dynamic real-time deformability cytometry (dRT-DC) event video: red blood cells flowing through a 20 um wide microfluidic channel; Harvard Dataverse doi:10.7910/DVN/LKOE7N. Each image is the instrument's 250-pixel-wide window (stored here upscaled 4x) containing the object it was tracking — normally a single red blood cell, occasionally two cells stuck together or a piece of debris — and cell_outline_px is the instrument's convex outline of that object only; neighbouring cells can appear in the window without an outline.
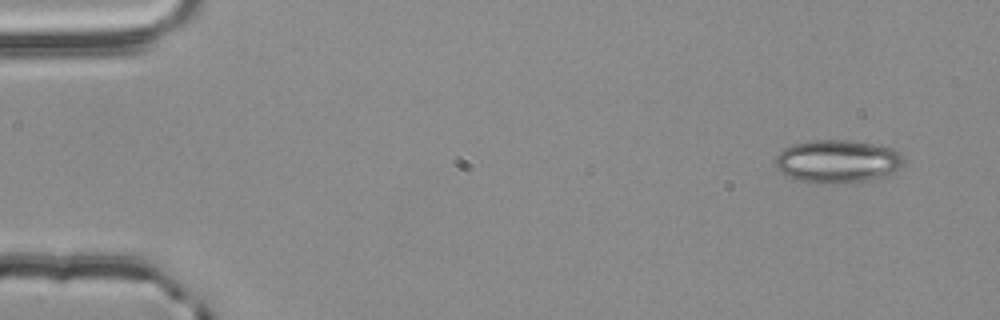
{"species": "common noctule bat (a hibernating species)", "species_latin": "Nyctalus noctula", "temperature_condition": "room temperature", "stored_images_in_passage": 4, "camera_frame_rate_fps": 3000, "um_per_image_px": 0.085, "animal": {"sex": "male", "body_mass_g": 20.4}, "frame": {"image": 1, "passage_image": 1, "time_ms": 0.0, "image_size_px": [1000, 320], "cell_outline_px": [[904, 164], [884, 180], [832, 184], [816, 184], [796, 180], [780, 172], [776, 168], [776, 156], [784, 148], [792, 144], [812, 140], [848, 140], [880, 144], [892, 148], [900, 152], [904, 156]], "centroid_in_image_um": [71.26, 13.74], "position_along_channel_um": 13.7, "area_um2": 33.29}}